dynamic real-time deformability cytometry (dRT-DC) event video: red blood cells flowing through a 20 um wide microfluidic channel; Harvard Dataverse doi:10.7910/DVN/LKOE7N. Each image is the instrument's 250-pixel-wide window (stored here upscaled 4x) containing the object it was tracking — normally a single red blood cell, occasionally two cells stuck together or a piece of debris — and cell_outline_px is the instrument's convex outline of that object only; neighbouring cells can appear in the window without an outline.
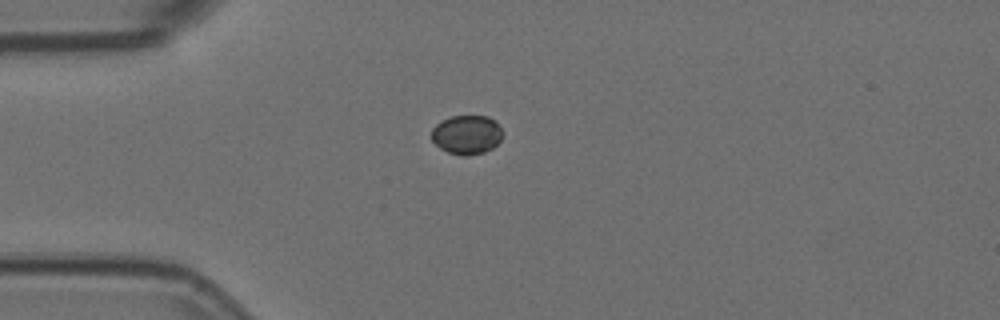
{"species": "Egyptian fruit bat (a non-hibernating species)", "species_latin": "Rousettus aegyptiacus", "temperature_condition": "room temperature", "stored_images_in_passage": 6, "camera_frame_rate_fps": 3000, "um_per_image_px": 0.085, "animal": {"sex": "female"}, "frame": {"image": 1, "passage_image": 1, "time_ms": 0.0, "image_size_px": [1000, 320], "cell_outline_px": [[500, 140], [492, 148], [484, 152], [468, 156], [460, 156], [448, 152], [440, 148], [432, 140], [432, 128], [436, 124], [452, 116], [488, 116], [496, 120], [500, 128]], "centroid_in_image_um": [39.66, 11.45], "position_along_channel_um": 45.3, "area_um2": 16.07}}
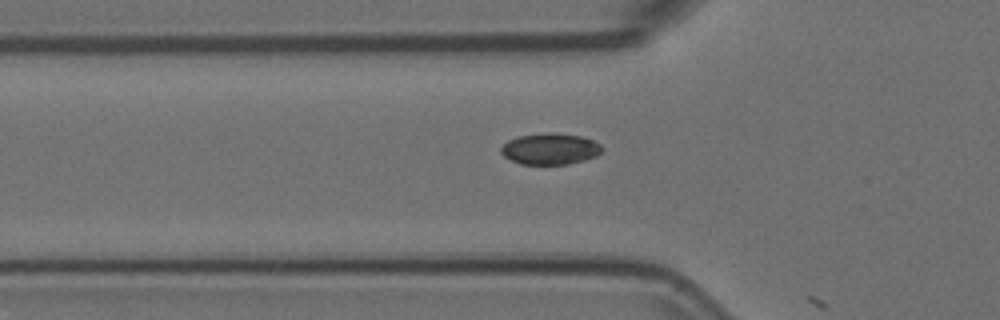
{"frame": {"image": 2, "passage_image": 5, "time_ms": 1.333, "image_size_px": [1000, 320], "cell_outline_px": [[604, 148], [596, 156], [584, 160], [568, 164], [520, 164], [504, 156], [500, 152], [500, 148], [508, 140], [520, 136], [548, 132], [556, 132], [580, 136], [592, 140], [600, 144]], "centroid_in_image_um": [46.76, 12.65], "position_along_channel_um": 79.0, "area_um2": 18.38}}